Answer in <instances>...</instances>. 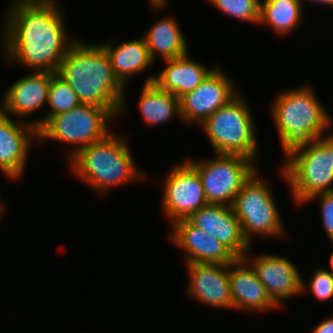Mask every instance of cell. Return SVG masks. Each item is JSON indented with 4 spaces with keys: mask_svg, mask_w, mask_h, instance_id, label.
I'll use <instances>...</instances> for the list:
<instances>
[{
    "mask_svg": "<svg viewBox=\"0 0 333 333\" xmlns=\"http://www.w3.org/2000/svg\"><path fill=\"white\" fill-rule=\"evenodd\" d=\"M58 0H10L1 34L3 57L38 72L56 73L75 41ZM69 36V37H68Z\"/></svg>",
    "mask_w": 333,
    "mask_h": 333,
    "instance_id": "6da1fadb",
    "label": "cell"
},
{
    "mask_svg": "<svg viewBox=\"0 0 333 333\" xmlns=\"http://www.w3.org/2000/svg\"><path fill=\"white\" fill-rule=\"evenodd\" d=\"M56 74L76 92L81 104L108 108L116 118L126 112V88L114 75L109 56L100 43L76 39Z\"/></svg>",
    "mask_w": 333,
    "mask_h": 333,
    "instance_id": "7a4b0ae2",
    "label": "cell"
},
{
    "mask_svg": "<svg viewBox=\"0 0 333 333\" xmlns=\"http://www.w3.org/2000/svg\"><path fill=\"white\" fill-rule=\"evenodd\" d=\"M120 135L110 132L68 160L71 174L99 195H107L109 190L119 185L146 179L135 165L126 139Z\"/></svg>",
    "mask_w": 333,
    "mask_h": 333,
    "instance_id": "3957f363",
    "label": "cell"
},
{
    "mask_svg": "<svg viewBox=\"0 0 333 333\" xmlns=\"http://www.w3.org/2000/svg\"><path fill=\"white\" fill-rule=\"evenodd\" d=\"M276 95L270 115L284 154L295 145L328 135L332 119L310 85Z\"/></svg>",
    "mask_w": 333,
    "mask_h": 333,
    "instance_id": "277c9868",
    "label": "cell"
},
{
    "mask_svg": "<svg viewBox=\"0 0 333 333\" xmlns=\"http://www.w3.org/2000/svg\"><path fill=\"white\" fill-rule=\"evenodd\" d=\"M279 174L292 199L302 206L310 197L333 191V134L293 146L284 154Z\"/></svg>",
    "mask_w": 333,
    "mask_h": 333,
    "instance_id": "5b68a950",
    "label": "cell"
},
{
    "mask_svg": "<svg viewBox=\"0 0 333 333\" xmlns=\"http://www.w3.org/2000/svg\"><path fill=\"white\" fill-rule=\"evenodd\" d=\"M243 92L211 114L200 126L215 154L241 155L257 160L254 115Z\"/></svg>",
    "mask_w": 333,
    "mask_h": 333,
    "instance_id": "8992f818",
    "label": "cell"
},
{
    "mask_svg": "<svg viewBox=\"0 0 333 333\" xmlns=\"http://www.w3.org/2000/svg\"><path fill=\"white\" fill-rule=\"evenodd\" d=\"M115 115L108 109L91 104H80L68 112L52 116L38 130V144L50 140L70 144L67 160L82 148L103 139L111 132L108 126Z\"/></svg>",
    "mask_w": 333,
    "mask_h": 333,
    "instance_id": "52a82bcc",
    "label": "cell"
},
{
    "mask_svg": "<svg viewBox=\"0 0 333 333\" xmlns=\"http://www.w3.org/2000/svg\"><path fill=\"white\" fill-rule=\"evenodd\" d=\"M258 171L244 184L232 204L244 237L250 245L253 236L272 238L286 233L272 189Z\"/></svg>",
    "mask_w": 333,
    "mask_h": 333,
    "instance_id": "ba28073f",
    "label": "cell"
},
{
    "mask_svg": "<svg viewBox=\"0 0 333 333\" xmlns=\"http://www.w3.org/2000/svg\"><path fill=\"white\" fill-rule=\"evenodd\" d=\"M213 154L207 161L185 160L198 172L208 204L232 206L235 196L258 170L257 163L241 155Z\"/></svg>",
    "mask_w": 333,
    "mask_h": 333,
    "instance_id": "9c48e42d",
    "label": "cell"
},
{
    "mask_svg": "<svg viewBox=\"0 0 333 333\" xmlns=\"http://www.w3.org/2000/svg\"><path fill=\"white\" fill-rule=\"evenodd\" d=\"M183 161L171 167L164 181L161 203L169 224L188 219L208 204L198 172L186 160Z\"/></svg>",
    "mask_w": 333,
    "mask_h": 333,
    "instance_id": "30bf717a",
    "label": "cell"
},
{
    "mask_svg": "<svg viewBox=\"0 0 333 333\" xmlns=\"http://www.w3.org/2000/svg\"><path fill=\"white\" fill-rule=\"evenodd\" d=\"M218 66L198 87L179 98L180 117L184 124L200 127L211 114L240 93L232 78Z\"/></svg>",
    "mask_w": 333,
    "mask_h": 333,
    "instance_id": "8fae6325",
    "label": "cell"
},
{
    "mask_svg": "<svg viewBox=\"0 0 333 333\" xmlns=\"http://www.w3.org/2000/svg\"><path fill=\"white\" fill-rule=\"evenodd\" d=\"M266 253L255 258L247 253L243 259L252 267L271 300L282 308L286 300L302 294V275L287 257Z\"/></svg>",
    "mask_w": 333,
    "mask_h": 333,
    "instance_id": "7c38bea8",
    "label": "cell"
},
{
    "mask_svg": "<svg viewBox=\"0 0 333 333\" xmlns=\"http://www.w3.org/2000/svg\"><path fill=\"white\" fill-rule=\"evenodd\" d=\"M38 142V129L29 122L14 120L0 109V172L10 180L23 176L32 141Z\"/></svg>",
    "mask_w": 333,
    "mask_h": 333,
    "instance_id": "4fadbf2b",
    "label": "cell"
},
{
    "mask_svg": "<svg viewBox=\"0 0 333 333\" xmlns=\"http://www.w3.org/2000/svg\"><path fill=\"white\" fill-rule=\"evenodd\" d=\"M192 225L216 238L237 258H243L251 245L232 206L207 204L187 219Z\"/></svg>",
    "mask_w": 333,
    "mask_h": 333,
    "instance_id": "5bb4252c",
    "label": "cell"
},
{
    "mask_svg": "<svg viewBox=\"0 0 333 333\" xmlns=\"http://www.w3.org/2000/svg\"><path fill=\"white\" fill-rule=\"evenodd\" d=\"M169 241L183 250L184 262L231 264L237 257L220 241L192 225L187 219L171 224Z\"/></svg>",
    "mask_w": 333,
    "mask_h": 333,
    "instance_id": "9a60e30c",
    "label": "cell"
},
{
    "mask_svg": "<svg viewBox=\"0 0 333 333\" xmlns=\"http://www.w3.org/2000/svg\"><path fill=\"white\" fill-rule=\"evenodd\" d=\"M187 295L212 308L232 309L229 264L189 263Z\"/></svg>",
    "mask_w": 333,
    "mask_h": 333,
    "instance_id": "2e32d148",
    "label": "cell"
},
{
    "mask_svg": "<svg viewBox=\"0 0 333 333\" xmlns=\"http://www.w3.org/2000/svg\"><path fill=\"white\" fill-rule=\"evenodd\" d=\"M54 74L33 71L19 78L5 91L0 109L11 116L15 115L18 120L27 122V116L46 106L50 82Z\"/></svg>",
    "mask_w": 333,
    "mask_h": 333,
    "instance_id": "e0dca14e",
    "label": "cell"
},
{
    "mask_svg": "<svg viewBox=\"0 0 333 333\" xmlns=\"http://www.w3.org/2000/svg\"><path fill=\"white\" fill-rule=\"evenodd\" d=\"M229 284L232 309L250 313L280 309L268 296L254 270L243 258H237L229 264Z\"/></svg>",
    "mask_w": 333,
    "mask_h": 333,
    "instance_id": "ac0fdd59",
    "label": "cell"
},
{
    "mask_svg": "<svg viewBox=\"0 0 333 333\" xmlns=\"http://www.w3.org/2000/svg\"><path fill=\"white\" fill-rule=\"evenodd\" d=\"M189 56L164 60L166 67L157 75L150 74L144 83L154 82L163 91L177 98L198 87L215 67H207Z\"/></svg>",
    "mask_w": 333,
    "mask_h": 333,
    "instance_id": "d6986e66",
    "label": "cell"
},
{
    "mask_svg": "<svg viewBox=\"0 0 333 333\" xmlns=\"http://www.w3.org/2000/svg\"><path fill=\"white\" fill-rule=\"evenodd\" d=\"M100 44L109 56L114 75L125 88L129 80H132L131 77L150 68L149 66L152 67L154 62L143 36L119 45H116L113 39Z\"/></svg>",
    "mask_w": 333,
    "mask_h": 333,
    "instance_id": "ffe728a7",
    "label": "cell"
},
{
    "mask_svg": "<svg viewBox=\"0 0 333 333\" xmlns=\"http://www.w3.org/2000/svg\"><path fill=\"white\" fill-rule=\"evenodd\" d=\"M178 20L174 16H166L155 22L146 34H143L145 43L152 60L155 62L156 56L162 59H174L188 53V42L184 33L179 27ZM159 53V55H157Z\"/></svg>",
    "mask_w": 333,
    "mask_h": 333,
    "instance_id": "44dd1931",
    "label": "cell"
},
{
    "mask_svg": "<svg viewBox=\"0 0 333 333\" xmlns=\"http://www.w3.org/2000/svg\"><path fill=\"white\" fill-rule=\"evenodd\" d=\"M138 108L143 122L150 127L167 123L173 117L181 120L179 98L154 82L143 83Z\"/></svg>",
    "mask_w": 333,
    "mask_h": 333,
    "instance_id": "7402d4cb",
    "label": "cell"
},
{
    "mask_svg": "<svg viewBox=\"0 0 333 333\" xmlns=\"http://www.w3.org/2000/svg\"><path fill=\"white\" fill-rule=\"evenodd\" d=\"M303 4L301 0H262L258 25L270 26L280 37L286 36L300 26Z\"/></svg>",
    "mask_w": 333,
    "mask_h": 333,
    "instance_id": "603a6c76",
    "label": "cell"
},
{
    "mask_svg": "<svg viewBox=\"0 0 333 333\" xmlns=\"http://www.w3.org/2000/svg\"><path fill=\"white\" fill-rule=\"evenodd\" d=\"M47 104L50 111L39 119L28 121L38 130L52 117L60 113L68 112L71 109L79 106L81 103L76 92L56 73L52 76Z\"/></svg>",
    "mask_w": 333,
    "mask_h": 333,
    "instance_id": "cb8c5ba5",
    "label": "cell"
},
{
    "mask_svg": "<svg viewBox=\"0 0 333 333\" xmlns=\"http://www.w3.org/2000/svg\"><path fill=\"white\" fill-rule=\"evenodd\" d=\"M217 10L236 20L259 24L261 0H208Z\"/></svg>",
    "mask_w": 333,
    "mask_h": 333,
    "instance_id": "d4e9b609",
    "label": "cell"
},
{
    "mask_svg": "<svg viewBox=\"0 0 333 333\" xmlns=\"http://www.w3.org/2000/svg\"><path fill=\"white\" fill-rule=\"evenodd\" d=\"M313 273L309 278L308 285L302 278V293L305 294L304 292H307L308 289L314 298L320 302L324 303L331 300L333 298V275L324 267H319Z\"/></svg>",
    "mask_w": 333,
    "mask_h": 333,
    "instance_id": "484cf974",
    "label": "cell"
},
{
    "mask_svg": "<svg viewBox=\"0 0 333 333\" xmlns=\"http://www.w3.org/2000/svg\"><path fill=\"white\" fill-rule=\"evenodd\" d=\"M320 201L321 220L324 231L329 239L333 242V191L320 193L310 197L304 204L316 200Z\"/></svg>",
    "mask_w": 333,
    "mask_h": 333,
    "instance_id": "4316f807",
    "label": "cell"
},
{
    "mask_svg": "<svg viewBox=\"0 0 333 333\" xmlns=\"http://www.w3.org/2000/svg\"><path fill=\"white\" fill-rule=\"evenodd\" d=\"M311 333H333V316L317 324Z\"/></svg>",
    "mask_w": 333,
    "mask_h": 333,
    "instance_id": "83f0119b",
    "label": "cell"
},
{
    "mask_svg": "<svg viewBox=\"0 0 333 333\" xmlns=\"http://www.w3.org/2000/svg\"><path fill=\"white\" fill-rule=\"evenodd\" d=\"M305 1H309V2H312V3H320V5H324V6H328V7H333V0H301V2L305 3Z\"/></svg>",
    "mask_w": 333,
    "mask_h": 333,
    "instance_id": "f1b7e54d",
    "label": "cell"
},
{
    "mask_svg": "<svg viewBox=\"0 0 333 333\" xmlns=\"http://www.w3.org/2000/svg\"><path fill=\"white\" fill-rule=\"evenodd\" d=\"M4 203L5 202L2 201V198H0V218H2V216L4 215L3 213H5L6 204Z\"/></svg>",
    "mask_w": 333,
    "mask_h": 333,
    "instance_id": "f546056e",
    "label": "cell"
},
{
    "mask_svg": "<svg viewBox=\"0 0 333 333\" xmlns=\"http://www.w3.org/2000/svg\"><path fill=\"white\" fill-rule=\"evenodd\" d=\"M330 244L333 245V242H331ZM329 263H330V269L327 268L326 270H328L332 275H333V252L332 254L330 255V260H329Z\"/></svg>",
    "mask_w": 333,
    "mask_h": 333,
    "instance_id": "4dcf8cb0",
    "label": "cell"
}]
</instances>
